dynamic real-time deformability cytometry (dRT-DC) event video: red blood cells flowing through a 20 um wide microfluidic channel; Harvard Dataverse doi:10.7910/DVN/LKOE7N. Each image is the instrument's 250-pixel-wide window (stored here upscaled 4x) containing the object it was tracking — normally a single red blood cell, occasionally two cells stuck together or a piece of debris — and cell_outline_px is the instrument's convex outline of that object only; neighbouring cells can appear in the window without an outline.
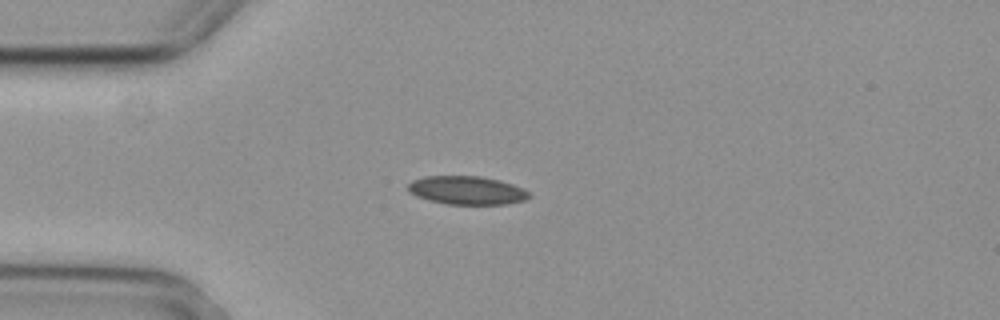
{"species": "common noctule bat (a hibernating species)", "species_latin": "Nyctalus noctula", "temperature_condition": "cold", "stored_images_in_passage": 5, "camera_frame_rate_fps": 3000, "um_per_image_px": 0.085, "animal": {"sex": "female", "body_mass_g": 29.2, "forearm_length_mm": 56.3}, "frame": {"image": 1, "passage_image": 2, "time_ms": 0.333, "image_size_px": [1000, 320], "cell_outline_px": [[532, 196], [524, 200], [508, 204], [448, 204], [428, 200], [416, 196], [408, 192], [408, 184], [412, 180], [424, 176], [480, 176], [500, 180], [524, 188]], "centroid_in_image_um": [39.68, 16.17], "position_along_channel_um": 45.3, "area_um2": 20.17}}
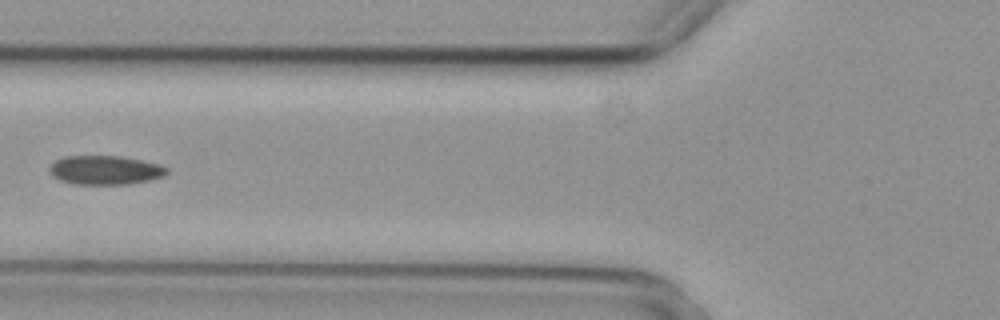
{"frame": {"image": 2, "passage_image": 4, "time_ms": 1.0, "image_size_px": [1000, 320], "cell_outline_px": [[168, 172], [164, 176], [148, 180], [128, 184], [72, 184], [60, 180], [52, 176], [48, 172], [48, 168], [56, 160], [64, 156], [120, 156], [160, 164], [168, 168]], "centroid_in_image_um": [8.91, 14.46], "position_along_channel_um": 116.9, "area_um2": 19.88}}
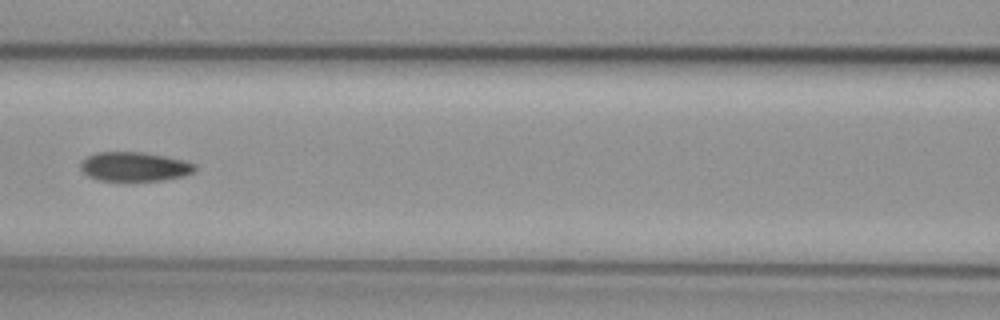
{"frame": {"image": 3, "passage_image": 5, "time_ms": 1.333, "image_size_px": [1000, 320], "cell_outline_px": [[196, 172], [184, 176], [164, 180], [124, 184], [96, 180], [88, 176], [80, 168], [80, 160], [96, 152], [144, 152], [184, 160], [196, 164]], "centroid_in_image_um": [11.41, 14.22], "position_along_channel_um": 155.2, "area_um2": 20.58}}